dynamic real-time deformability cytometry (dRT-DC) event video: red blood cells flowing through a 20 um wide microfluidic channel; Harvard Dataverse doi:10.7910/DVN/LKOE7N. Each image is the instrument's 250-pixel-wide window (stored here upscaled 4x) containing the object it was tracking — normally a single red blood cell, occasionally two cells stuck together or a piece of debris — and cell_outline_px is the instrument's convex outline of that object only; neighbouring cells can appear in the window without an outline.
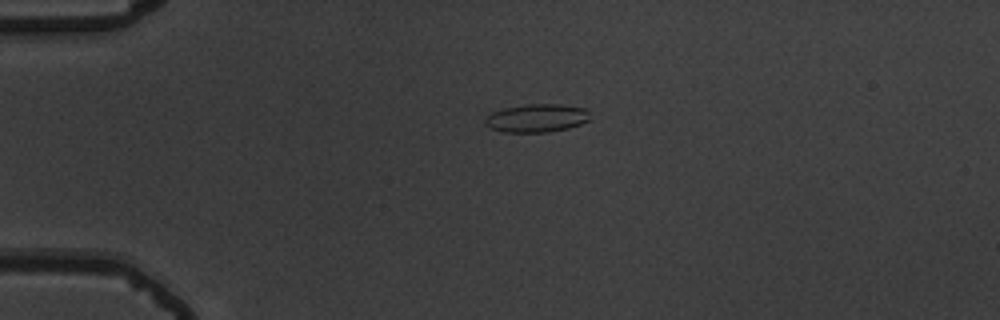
{"species": "common noctule bat (a hibernating species)", "species_latin": "Nyctalus noctula", "temperature_condition": "warm", "stored_images_in_passage": 42, "camera_frame_rate_fps": 3000, "um_per_image_px": 0.085, "animal": {"sex": "male", "body_mass_g": 19.5, "forearm_length_mm": 54.6}, "frame": {"image": 1, "passage_image": 1, "time_ms": 0.0, "image_size_px": [1000, 320], "cell_outline_px": [[588, 120], [580, 124], [568, 128], [548, 132], [500, 132], [484, 124], [484, 116], [492, 112], [504, 108], [528, 104], [560, 104], [588, 108]], "centroid_in_image_um": [45.59, 10.03], "position_along_channel_um": 39.4, "area_um2": 17.34}}
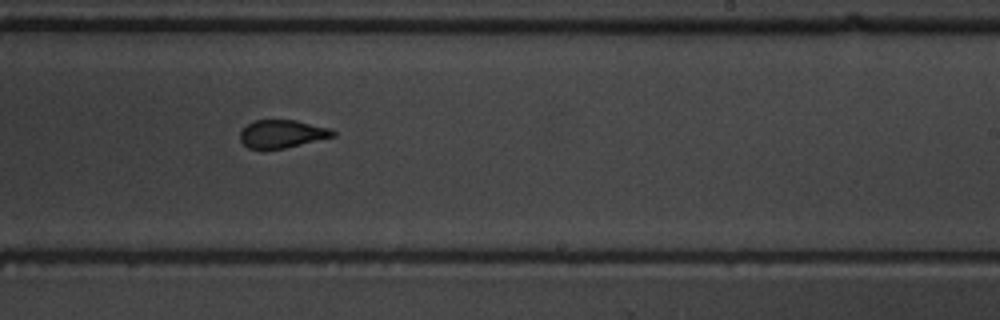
{"frame": {"image": 2, "passage_image": 22, "time_ms": 7.0, "image_size_px": [1000, 320], "cell_outline_px": [[336, 136], [284, 148], [248, 148], [240, 140], [240, 132], [248, 124], [256, 120], [296, 120], [328, 128], [336, 132]], "centroid_in_image_um": [23.99, 11.37], "position_along_channel_um": 265.0, "area_um2": 14.85}}
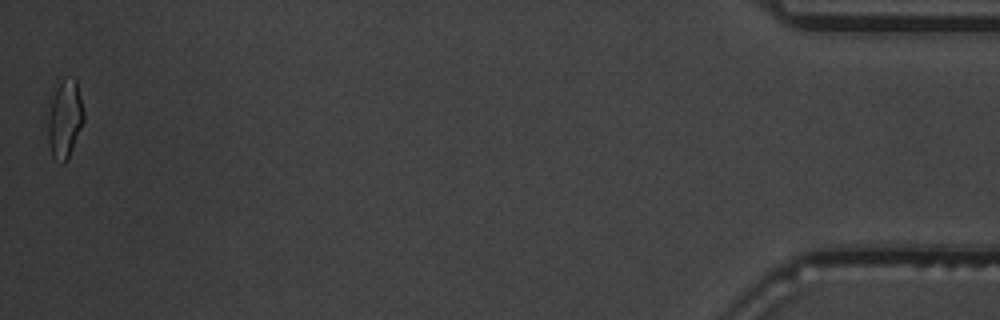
{"frame": {"image": 3, "passage_image": 42, "time_ms": 13.667, "image_size_px": [1000, 320], "cell_outline_px": [[84, 120], [72, 148], [64, 164], [60, 164], [52, 156], [48, 140], [48, 120], [52, 100], [56, 88], [60, 80], [64, 76], [72, 76], [76, 80], [84, 112]], "centroid_in_image_um": [5.51, 10.09], "position_along_channel_um": 429.7, "area_um2": 16.13}, "authors_computed_cell_mechanics": {"area_um2": 16.0684, "velocity_mm_per_s": 3.7842, "shape_relaxation_time_tau1_ms": null, "shape_relaxation_time_tau2_ms": 1.5259, "deformation_change_tau1": null, "deformation_change_tau2": 0.0926}}